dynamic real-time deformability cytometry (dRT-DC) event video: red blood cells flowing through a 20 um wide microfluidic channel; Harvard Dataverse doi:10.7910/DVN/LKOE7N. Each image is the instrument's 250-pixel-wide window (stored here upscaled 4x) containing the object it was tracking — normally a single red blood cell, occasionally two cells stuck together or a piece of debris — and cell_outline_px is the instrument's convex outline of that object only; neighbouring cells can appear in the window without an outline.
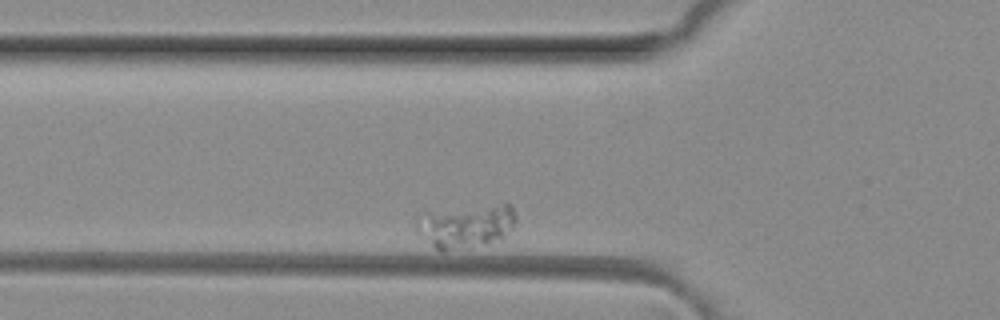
{"species": "common noctule bat (a hibernating species)", "species_latin": "Nyctalus noctula", "temperature_condition": "room temperature", "stored_images_in_passage": 11, "camera_frame_rate_fps": 3000, "um_per_image_px": 0.085, "animal": {"sex": "female", "body_mass_g": 29.2, "forearm_length_mm": 56.3}, "frame": {"image": 1, "passage_image": 5, "time_ms": 1.333, "image_size_px": [1000, 320], "cell_outline_px": [[516, 220], [512, 228], [500, 240], [468, 248], [444, 252], [440, 252], [416, 228], [416, 220], [424, 212], [504, 204], [512, 204], [516, 216]], "centroid_in_image_um": [39.64, 19.23], "position_along_channel_um": 86.2, "area_um2": 24.85}}
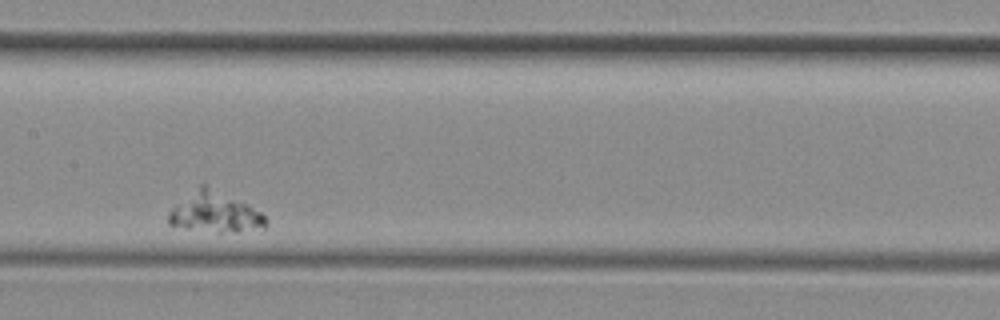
{"frame": {"image": 2, "passage_image": 8, "time_ms": 2.333, "image_size_px": [1000, 320], "cell_outline_px": [[268, 224], [264, 228], [236, 232], [216, 232], [188, 228], [168, 224], [168, 212], [172, 208], [204, 180], [260, 212], [268, 220]], "centroid_in_image_um": [18.27, 18.01], "position_along_channel_um": 189.1, "area_um2": 23.06}}
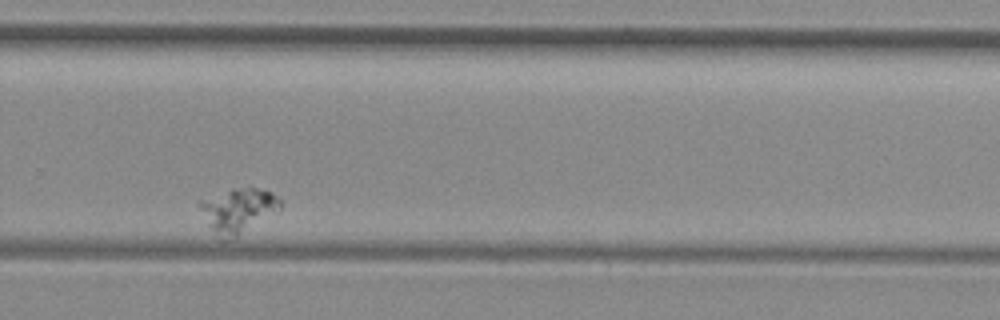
{"frame": {"image": 3, "passage_image": 11, "time_ms": 3.333, "image_size_px": [1000, 320], "cell_outline_px": [[280, 208], [236, 236], [224, 240], [220, 240], [208, 224], [196, 204], [196, 200], [244, 188], [256, 188], [272, 192], [280, 200]], "centroid_in_image_um": [20.16, 17.88], "position_along_channel_um": 309.6, "area_um2": 19.94}}